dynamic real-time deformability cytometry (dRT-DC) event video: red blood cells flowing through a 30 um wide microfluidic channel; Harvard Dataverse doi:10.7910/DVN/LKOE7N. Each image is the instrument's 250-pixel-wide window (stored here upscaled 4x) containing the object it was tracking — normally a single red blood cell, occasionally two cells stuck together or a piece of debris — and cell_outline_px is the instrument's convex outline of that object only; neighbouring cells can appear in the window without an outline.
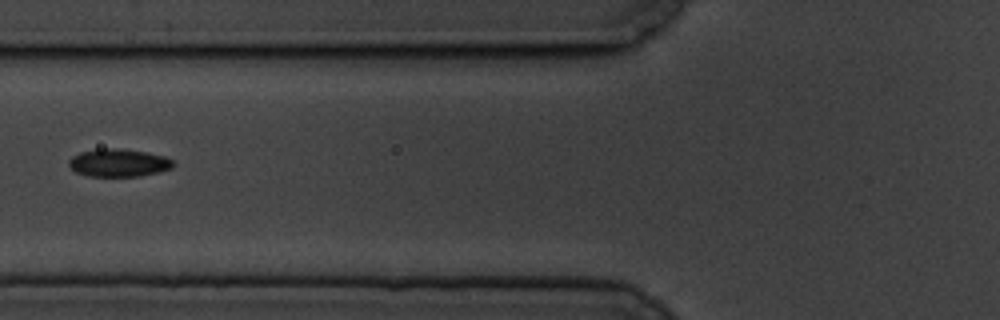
{"species": "common noctule bat (a hibernating species)", "species_latin": "Nyctalus noctula", "temperature_condition": "cold", "stored_images_in_passage": 7, "camera_frame_rate_fps": 3000, "um_per_image_px": 0.085, "animal": {"sex": "male", "body_mass_g": 19.5, "forearm_length_mm": 54.6}, "frame": {"image": 1, "passage_image": 3, "time_ms": 2.667, "image_size_px": [1000, 320], "cell_outline_px": [[176, 164], [172, 168], [160, 172], [140, 176], [88, 176], [76, 172], [68, 164], [68, 160], [72, 156], [80, 152], [104, 148], [116, 148], [144, 152], [164, 156], [172, 160]], "centroid_in_image_um": [10.09, 13.84], "position_along_channel_um": 115.7, "area_um2": 16.88}}
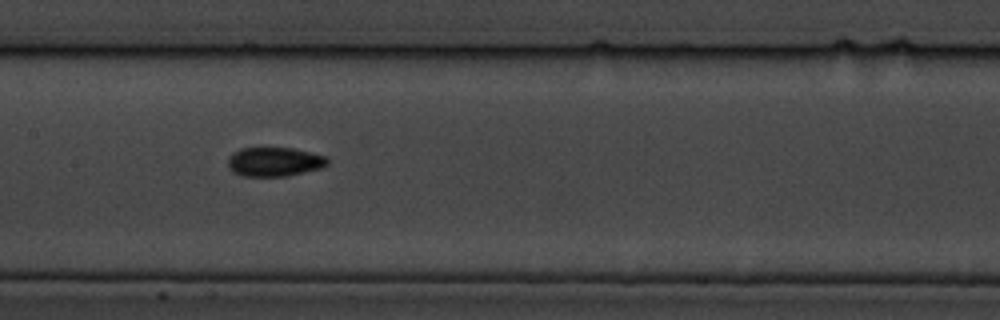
{"frame": {"image": 2, "passage_image": 5, "time_ms": 4.667, "image_size_px": [1000, 320], "cell_outline_px": [[328, 164], [320, 168], [288, 176], [244, 176], [232, 172], [228, 168], [228, 160], [232, 152], [240, 148], [292, 148], [328, 156]], "centroid_in_image_um": [23.31, 13.75], "position_along_channel_um": 184.1, "area_um2": 16.99}}
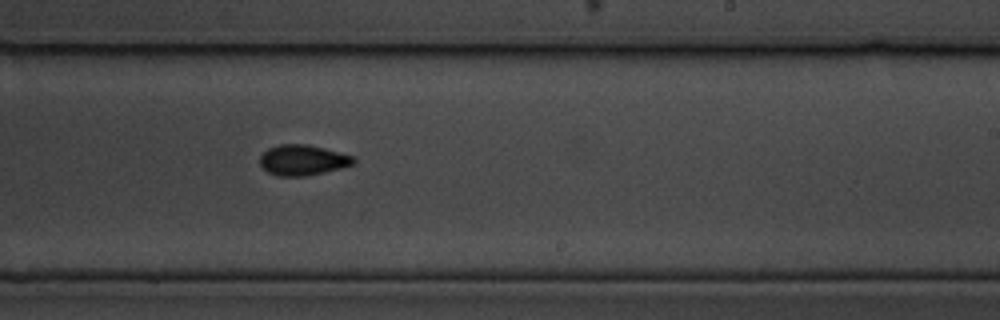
{"frame": {"image": 3, "passage_image": 7, "time_ms": 7.0, "image_size_px": [1000, 320], "cell_outline_px": [[356, 160], [352, 164], [340, 168], [324, 172], [304, 176], [276, 176], [268, 172], [260, 164], [260, 156], [268, 148], [280, 144], [308, 144], [356, 156]], "centroid_in_image_um": [25.74, 13.6], "position_along_channel_um": 263.3, "area_um2": 16.65}}